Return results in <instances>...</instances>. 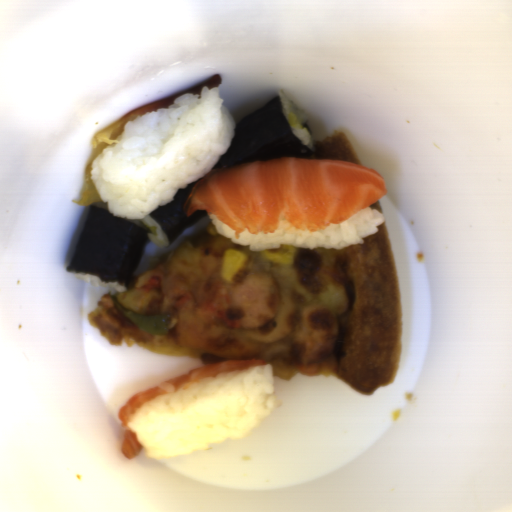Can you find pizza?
<instances>
[{"instance_id":"2","label":"pizza","mask_w":512,"mask_h":512,"mask_svg":"<svg viewBox=\"0 0 512 512\" xmlns=\"http://www.w3.org/2000/svg\"><path fill=\"white\" fill-rule=\"evenodd\" d=\"M313 143L314 149L310 159L338 160L362 166L347 134L343 131L322 140H314Z\"/></svg>"},{"instance_id":"3","label":"pizza","mask_w":512,"mask_h":512,"mask_svg":"<svg viewBox=\"0 0 512 512\" xmlns=\"http://www.w3.org/2000/svg\"><path fill=\"white\" fill-rule=\"evenodd\" d=\"M367 207L375 209V210H377L378 212H380L383 215L382 208H381V205H380L378 199L376 201H374L371 205L367 206Z\"/></svg>"},{"instance_id":"1","label":"pizza","mask_w":512,"mask_h":512,"mask_svg":"<svg viewBox=\"0 0 512 512\" xmlns=\"http://www.w3.org/2000/svg\"><path fill=\"white\" fill-rule=\"evenodd\" d=\"M345 248L252 251L212 220L156 256L87 321L116 346L198 360L267 359L272 378L333 376L362 395L391 384L403 342L399 277L384 221ZM247 263L220 276L225 250Z\"/></svg>"}]
</instances>
